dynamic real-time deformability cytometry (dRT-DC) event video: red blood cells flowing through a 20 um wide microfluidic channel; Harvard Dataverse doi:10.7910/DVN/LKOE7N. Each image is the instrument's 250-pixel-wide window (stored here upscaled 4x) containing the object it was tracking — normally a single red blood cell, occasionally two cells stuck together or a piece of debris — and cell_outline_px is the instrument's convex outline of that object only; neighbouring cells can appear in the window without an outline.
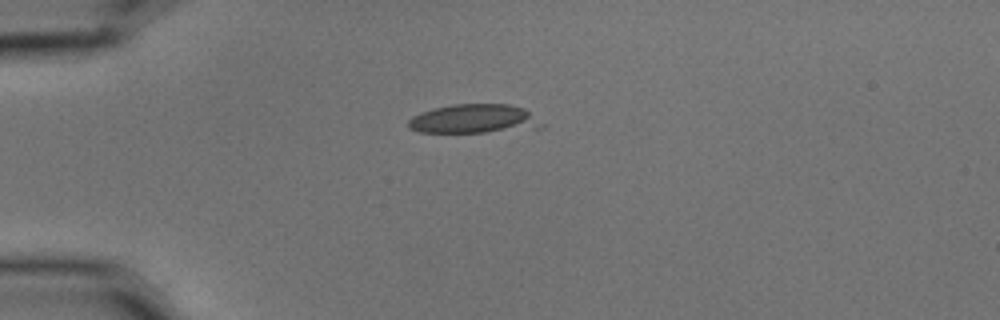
{"species": "common noctule bat (a hibernating species)", "species_latin": "Nyctalus noctula", "temperature_condition": "cold", "stored_images_in_passage": 9, "camera_frame_rate_fps": 3000, "um_per_image_px": 0.085, "animal": {"sex": "male", "body_mass_g": 15.6}, "frame": {"image": 1, "passage_image": 1, "time_ms": 0.0, "image_size_px": [1000, 320], "cell_outline_px": [[544, 128], [484, 132], [420, 132], [408, 128], [408, 120], [412, 116], [420, 112], [432, 108], [452, 104], [508, 104], [524, 108], [544, 124]], "centroid_in_image_um": [40.29, 10.1], "position_along_channel_um": 44.7, "area_um2": 22.72}}
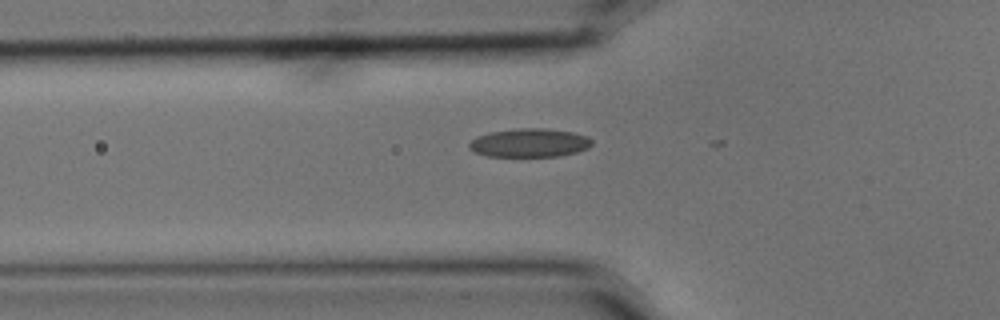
{"frame": {"image": 2, "passage_image": 6, "time_ms": 1.667, "image_size_px": [1000, 320], "cell_outline_px": [[592, 144], [588, 148], [576, 152], [560, 156], [488, 156], [476, 152], [468, 148], [468, 144], [476, 136], [488, 132], [520, 128], [544, 128], [572, 132], [588, 136], [592, 140]], "centroid_in_image_um": [45.01, 12.13], "position_along_channel_um": 80.8, "area_um2": 20.46}}